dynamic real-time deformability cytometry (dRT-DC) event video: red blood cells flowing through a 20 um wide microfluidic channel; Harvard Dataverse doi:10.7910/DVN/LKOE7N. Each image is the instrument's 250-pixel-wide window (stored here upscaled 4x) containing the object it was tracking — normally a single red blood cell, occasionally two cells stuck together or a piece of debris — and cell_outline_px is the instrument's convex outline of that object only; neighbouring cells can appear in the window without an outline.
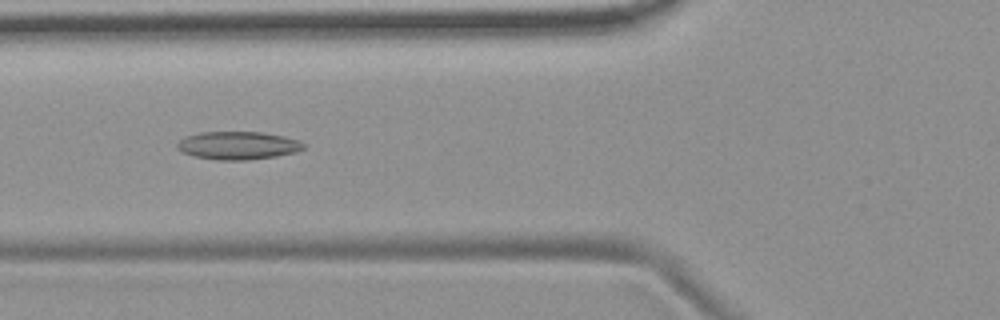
{"species": "common noctule bat (a hibernating species)", "species_latin": "Nyctalus noctula", "temperature_condition": "room temperature", "stored_images_in_passage": 10, "camera_frame_rate_fps": 3000, "um_per_image_px": 0.085, "animal": {"sex": "female", "body_mass_g": 19.9}, "frame": {"image": 1, "passage_image": 6, "time_ms": 6.667, "image_size_px": [1000, 320], "cell_outline_px": [[304, 148], [296, 152], [276, 156], [248, 160], [216, 160], [196, 156], [180, 152], [176, 148], [176, 144], [184, 136], [200, 132], [260, 132], [284, 136], [300, 140], [304, 144]], "centroid_in_image_um": [20.2, 12.36], "position_along_channel_um": 105.6, "area_um2": 20.75}}
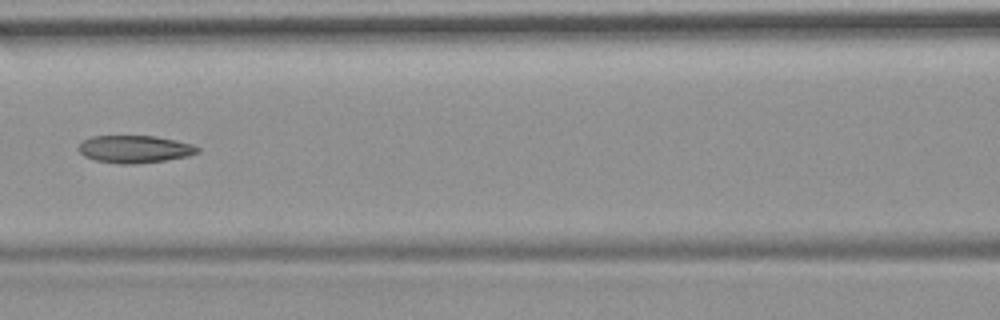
{"frame": {"image": 2, "passage_image": 7, "time_ms": 8.0, "image_size_px": [1000, 320], "cell_outline_px": [[200, 152], [188, 156], [164, 160], [132, 164], [120, 164], [96, 160], [84, 156], [76, 148], [84, 140], [92, 136], [156, 136], [176, 140], [192, 144], [200, 148]], "centroid_in_image_um": [11.46, 12.67], "position_along_channel_um": 155.1, "area_um2": 19.02}}